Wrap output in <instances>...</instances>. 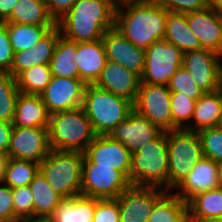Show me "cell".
Listing matches in <instances>:
<instances>
[{
    "mask_svg": "<svg viewBox=\"0 0 222 222\" xmlns=\"http://www.w3.org/2000/svg\"><path fill=\"white\" fill-rule=\"evenodd\" d=\"M191 31L199 39L204 49L212 50L222 56L221 16L210 4L205 9L186 13Z\"/></svg>",
    "mask_w": 222,
    "mask_h": 222,
    "instance_id": "obj_20",
    "label": "cell"
},
{
    "mask_svg": "<svg viewBox=\"0 0 222 222\" xmlns=\"http://www.w3.org/2000/svg\"><path fill=\"white\" fill-rule=\"evenodd\" d=\"M118 0H77L56 21L61 36L73 42H94L115 28Z\"/></svg>",
    "mask_w": 222,
    "mask_h": 222,
    "instance_id": "obj_2",
    "label": "cell"
},
{
    "mask_svg": "<svg viewBox=\"0 0 222 222\" xmlns=\"http://www.w3.org/2000/svg\"><path fill=\"white\" fill-rule=\"evenodd\" d=\"M167 192L153 186L130 185L116 198L120 222H148L154 205Z\"/></svg>",
    "mask_w": 222,
    "mask_h": 222,
    "instance_id": "obj_12",
    "label": "cell"
},
{
    "mask_svg": "<svg viewBox=\"0 0 222 222\" xmlns=\"http://www.w3.org/2000/svg\"><path fill=\"white\" fill-rule=\"evenodd\" d=\"M184 222H191L190 218L188 217Z\"/></svg>",
    "mask_w": 222,
    "mask_h": 222,
    "instance_id": "obj_53",
    "label": "cell"
},
{
    "mask_svg": "<svg viewBox=\"0 0 222 222\" xmlns=\"http://www.w3.org/2000/svg\"><path fill=\"white\" fill-rule=\"evenodd\" d=\"M187 208L189 216L222 218V186L194 196Z\"/></svg>",
    "mask_w": 222,
    "mask_h": 222,
    "instance_id": "obj_33",
    "label": "cell"
},
{
    "mask_svg": "<svg viewBox=\"0 0 222 222\" xmlns=\"http://www.w3.org/2000/svg\"><path fill=\"white\" fill-rule=\"evenodd\" d=\"M18 0H0V23H4L11 14Z\"/></svg>",
    "mask_w": 222,
    "mask_h": 222,
    "instance_id": "obj_46",
    "label": "cell"
},
{
    "mask_svg": "<svg viewBox=\"0 0 222 222\" xmlns=\"http://www.w3.org/2000/svg\"><path fill=\"white\" fill-rule=\"evenodd\" d=\"M195 100L181 92H171V114L173 129H186L194 114Z\"/></svg>",
    "mask_w": 222,
    "mask_h": 222,
    "instance_id": "obj_36",
    "label": "cell"
},
{
    "mask_svg": "<svg viewBox=\"0 0 222 222\" xmlns=\"http://www.w3.org/2000/svg\"><path fill=\"white\" fill-rule=\"evenodd\" d=\"M29 186L33 194L34 217H51L64 198L50 187L40 171Z\"/></svg>",
    "mask_w": 222,
    "mask_h": 222,
    "instance_id": "obj_29",
    "label": "cell"
},
{
    "mask_svg": "<svg viewBox=\"0 0 222 222\" xmlns=\"http://www.w3.org/2000/svg\"><path fill=\"white\" fill-rule=\"evenodd\" d=\"M222 56L209 49L183 53L182 67L191 75L204 93L221 89Z\"/></svg>",
    "mask_w": 222,
    "mask_h": 222,
    "instance_id": "obj_11",
    "label": "cell"
},
{
    "mask_svg": "<svg viewBox=\"0 0 222 222\" xmlns=\"http://www.w3.org/2000/svg\"><path fill=\"white\" fill-rule=\"evenodd\" d=\"M84 153L51 150L39 171L51 188L64 199L81 195V168Z\"/></svg>",
    "mask_w": 222,
    "mask_h": 222,
    "instance_id": "obj_6",
    "label": "cell"
},
{
    "mask_svg": "<svg viewBox=\"0 0 222 222\" xmlns=\"http://www.w3.org/2000/svg\"><path fill=\"white\" fill-rule=\"evenodd\" d=\"M106 58L131 70L140 77L145 69V50L136 47L115 28L107 30L102 37Z\"/></svg>",
    "mask_w": 222,
    "mask_h": 222,
    "instance_id": "obj_16",
    "label": "cell"
},
{
    "mask_svg": "<svg viewBox=\"0 0 222 222\" xmlns=\"http://www.w3.org/2000/svg\"><path fill=\"white\" fill-rule=\"evenodd\" d=\"M167 86L171 92H181L195 101L204 94L188 71L182 66L177 69Z\"/></svg>",
    "mask_w": 222,
    "mask_h": 222,
    "instance_id": "obj_38",
    "label": "cell"
},
{
    "mask_svg": "<svg viewBox=\"0 0 222 222\" xmlns=\"http://www.w3.org/2000/svg\"><path fill=\"white\" fill-rule=\"evenodd\" d=\"M164 39L183 53L202 48L199 39L189 28L187 15L183 13L168 12Z\"/></svg>",
    "mask_w": 222,
    "mask_h": 222,
    "instance_id": "obj_25",
    "label": "cell"
},
{
    "mask_svg": "<svg viewBox=\"0 0 222 222\" xmlns=\"http://www.w3.org/2000/svg\"><path fill=\"white\" fill-rule=\"evenodd\" d=\"M61 37L57 26L51 28L30 50L14 53L9 74L16 78L32 66L49 65L55 46Z\"/></svg>",
    "mask_w": 222,
    "mask_h": 222,
    "instance_id": "obj_21",
    "label": "cell"
},
{
    "mask_svg": "<svg viewBox=\"0 0 222 222\" xmlns=\"http://www.w3.org/2000/svg\"><path fill=\"white\" fill-rule=\"evenodd\" d=\"M167 14L153 0H118L115 29L136 47L146 50L164 39Z\"/></svg>",
    "mask_w": 222,
    "mask_h": 222,
    "instance_id": "obj_1",
    "label": "cell"
},
{
    "mask_svg": "<svg viewBox=\"0 0 222 222\" xmlns=\"http://www.w3.org/2000/svg\"><path fill=\"white\" fill-rule=\"evenodd\" d=\"M4 23L56 26L44 0H18Z\"/></svg>",
    "mask_w": 222,
    "mask_h": 222,
    "instance_id": "obj_28",
    "label": "cell"
},
{
    "mask_svg": "<svg viewBox=\"0 0 222 222\" xmlns=\"http://www.w3.org/2000/svg\"><path fill=\"white\" fill-rule=\"evenodd\" d=\"M47 9L49 12V15L54 19L56 22L59 20L65 13H67L73 4L77 0H44Z\"/></svg>",
    "mask_w": 222,
    "mask_h": 222,
    "instance_id": "obj_44",
    "label": "cell"
},
{
    "mask_svg": "<svg viewBox=\"0 0 222 222\" xmlns=\"http://www.w3.org/2000/svg\"><path fill=\"white\" fill-rule=\"evenodd\" d=\"M14 215L20 219L34 217L33 194L30 186L17 187L12 189Z\"/></svg>",
    "mask_w": 222,
    "mask_h": 222,
    "instance_id": "obj_39",
    "label": "cell"
},
{
    "mask_svg": "<svg viewBox=\"0 0 222 222\" xmlns=\"http://www.w3.org/2000/svg\"><path fill=\"white\" fill-rule=\"evenodd\" d=\"M221 90H222V63H221Z\"/></svg>",
    "mask_w": 222,
    "mask_h": 222,
    "instance_id": "obj_52",
    "label": "cell"
},
{
    "mask_svg": "<svg viewBox=\"0 0 222 222\" xmlns=\"http://www.w3.org/2000/svg\"><path fill=\"white\" fill-rule=\"evenodd\" d=\"M133 110L161 131L173 130L171 91L166 85L140 83Z\"/></svg>",
    "mask_w": 222,
    "mask_h": 222,
    "instance_id": "obj_9",
    "label": "cell"
},
{
    "mask_svg": "<svg viewBox=\"0 0 222 222\" xmlns=\"http://www.w3.org/2000/svg\"><path fill=\"white\" fill-rule=\"evenodd\" d=\"M50 114L40 95L19 93L13 127L48 128Z\"/></svg>",
    "mask_w": 222,
    "mask_h": 222,
    "instance_id": "obj_23",
    "label": "cell"
},
{
    "mask_svg": "<svg viewBox=\"0 0 222 222\" xmlns=\"http://www.w3.org/2000/svg\"><path fill=\"white\" fill-rule=\"evenodd\" d=\"M40 164L30 160L8 158L3 184L14 189L28 186L39 171Z\"/></svg>",
    "mask_w": 222,
    "mask_h": 222,
    "instance_id": "obj_32",
    "label": "cell"
},
{
    "mask_svg": "<svg viewBox=\"0 0 222 222\" xmlns=\"http://www.w3.org/2000/svg\"><path fill=\"white\" fill-rule=\"evenodd\" d=\"M14 51L9 39L6 24L0 23V73H9Z\"/></svg>",
    "mask_w": 222,
    "mask_h": 222,
    "instance_id": "obj_42",
    "label": "cell"
},
{
    "mask_svg": "<svg viewBox=\"0 0 222 222\" xmlns=\"http://www.w3.org/2000/svg\"><path fill=\"white\" fill-rule=\"evenodd\" d=\"M97 198L75 196L64 199L50 217L52 222H93Z\"/></svg>",
    "mask_w": 222,
    "mask_h": 222,
    "instance_id": "obj_27",
    "label": "cell"
},
{
    "mask_svg": "<svg viewBox=\"0 0 222 222\" xmlns=\"http://www.w3.org/2000/svg\"><path fill=\"white\" fill-rule=\"evenodd\" d=\"M12 129V123L0 121V154L7 156Z\"/></svg>",
    "mask_w": 222,
    "mask_h": 222,
    "instance_id": "obj_45",
    "label": "cell"
},
{
    "mask_svg": "<svg viewBox=\"0 0 222 222\" xmlns=\"http://www.w3.org/2000/svg\"><path fill=\"white\" fill-rule=\"evenodd\" d=\"M78 69L80 79L87 84H94L106 63V51L102 39L94 42H78Z\"/></svg>",
    "mask_w": 222,
    "mask_h": 222,
    "instance_id": "obj_22",
    "label": "cell"
},
{
    "mask_svg": "<svg viewBox=\"0 0 222 222\" xmlns=\"http://www.w3.org/2000/svg\"><path fill=\"white\" fill-rule=\"evenodd\" d=\"M210 4L213 6L214 10L222 16V0H211Z\"/></svg>",
    "mask_w": 222,
    "mask_h": 222,
    "instance_id": "obj_50",
    "label": "cell"
},
{
    "mask_svg": "<svg viewBox=\"0 0 222 222\" xmlns=\"http://www.w3.org/2000/svg\"><path fill=\"white\" fill-rule=\"evenodd\" d=\"M221 187L217 162L209 158L200 159L187 174L185 179L175 188L182 201L188 203L194 196Z\"/></svg>",
    "mask_w": 222,
    "mask_h": 222,
    "instance_id": "obj_19",
    "label": "cell"
},
{
    "mask_svg": "<svg viewBox=\"0 0 222 222\" xmlns=\"http://www.w3.org/2000/svg\"><path fill=\"white\" fill-rule=\"evenodd\" d=\"M192 119L195 121L186 128L198 132L204 128L222 125V90L204 93L196 102Z\"/></svg>",
    "mask_w": 222,
    "mask_h": 222,
    "instance_id": "obj_24",
    "label": "cell"
},
{
    "mask_svg": "<svg viewBox=\"0 0 222 222\" xmlns=\"http://www.w3.org/2000/svg\"><path fill=\"white\" fill-rule=\"evenodd\" d=\"M166 140L169 158L168 191H170L175 190L191 168L204 156L197 132L173 129L166 132Z\"/></svg>",
    "mask_w": 222,
    "mask_h": 222,
    "instance_id": "obj_7",
    "label": "cell"
},
{
    "mask_svg": "<svg viewBox=\"0 0 222 222\" xmlns=\"http://www.w3.org/2000/svg\"><path fill=\"white\" fill-rule=\"evenodd\" d=\"M161 132L157 126L133 110L108 136L122 143L132 154L154 140Z\"/></svg>",
    "mask_w": 222,
    "mask_h": 222,
    "instance_id": "obj_17",
    "label": "cell"
},
{
    "mask_svg": "<svg viewBox=\"0 0 222 222\" xmlns=\"http://www.w3.org/2000/svg\"><path fill=\"white\" fill-rule=\"evenodd\" d=\"M82 108L95 134L109 135L133 111V103L94 84H87Z\"/></svg>",
    "mask_w": 222,
    "mask_h": 222,
    "instance_id": "obj_5",
    "label": "cell"
},
{
    "mask_svg": "<svg viewBox=\"0 0 222 222\" xmlns=\"http://www.w3.org/2000/svg\"><path fill=\"white\" fill-rule=\"evenodd\" d=\"M12 188L0 184V222H15Z\"/></svg>",
    "mask_w": 222,
    "mask_h": 222,
    "instance_id": "obj_43",
    "label": "cell"
},
{
    "mask_svg": "<svg viewBox=\"0 0 222 222\" xmlns=\"http://www.w3.org/2000/svg\"><path fill=\"white\" fill-rule=\"evenodd\" d=\"M78 56L77 42L61 36L49 64L52 76L80 79Z\"/></svg>",
    "mask_w": 222,
    "mask_h": 222,
    "instance_id": "obj_26",
    "label": "cell"
},
{
    "mask_svg": "<svg viewBox=\"0 0 222 222\" xmlns=\"http://www.w3.org/2000/svg\"><path fill=\"white\" fill-rule=\"evenodd\" d=\"M14 53L30 50L53 27L5 23Z\"/></svg>",
    "mask_w": 222,
    "mask_h": 222,
    "instance_id": "obj_31",
    "label": "cell"
},
{
    "mask_svg": "<svg viewBox=\"0 0 222 222\" xmlns=\"http://www.w3.org/2000/svg\"><path fill=\"white\" fill-rule=\"evenodd\" d=\"M52 73L49 65L32 66L15 79L21 93L40 95L49 84Z\"/></svg>",
    "mask_w": 222,
    "mask_h": 222,
    "instance_id": "obj_34",
    "label": "cell"
},
{
    "mask_svg": "<svg viewBox=\"0 0 222 222\" xmlns=\"http://www.w3.org/2000/svg\"><path fill=\"white\" fill-rule=\"evenodd\" d=\"M131 185L129 179L112 167L97 166L83 155L81 195L99 199L117 198Z\"/></svg>",
    "mask_w": 222,
    "mask_h": 222,
    "instance_id": "obj_8",
    "label": "cell"
},
{
    "mask_svg": "<svg viewBox=\"0 0 222 222\" xmlns=\"http://www.w3.org/2000/svg\"><path fill=\"white\" fill-rule=\"evenodd\" d=\"M191 222H222V218L209 216H189Z\"/></svg>",
    "mask_w": 222,
    "mask_h": 222,
    "instance_id": "obj_47",
    "label": "cell"
},
{
    "mask_svg": "<svg viewBox=\"0 0 222 222\" xmlns=\"http://www.w3.org/2000/svg\"><path fill=\"white\" fill-rule=\"evenodd\" d=\"M203 156L214 162L222 160V125L204 128L198 132Z\"/></svg>",
    "mask_w": 222,
    "mask_h": 222,
    "instance_id": "obj_37",
    "label": "cell"
},
{
    "mask_svg": "<svg viewBox=\"0 0 222 222\" xmlns=\"http://www.w3.org/2000/svg\"><path fill=\"white\" fill-rule=\"evenodd\" d=\"M169 158L166 132L131 154L130 183L168 191Z\"/></svg>",
    "mask_w": 222,
    "mask_h": 222,
    "instance_id": "obj_3",
    "label": "cell"
},
{
    "mask_svg": "<svg viewBox=\"0 0 222 222\" xmlns=\"http://www.w3.org/2000/svg\"><path fill=\"white\" fill-rule=\"evenodd\" d=\"M168 191L155 205L148 222H184L189 217L187 203Z\"/></svg>",
    "mask_w": 222,
    "mask_h": 222,
    "instance_id": "obj_30",
    "label": "cell"
},
{
    "mask_svg": "<svg viewBox=\"0 0 222 222\" xmlns=\"http://www.w3.org/2000/svg\"><path fill=\"white\" fill-rule=\"evenodd\" d=\"M219 181L222 186V160L217 162Z\"/></svg>",
    "mask_w": 222,
    "mask_h": 222,
    "instance_id": "obj_51",
    "label": "cell"
},
{
    "mask_svg": "<svg viewBox=\"0 0 222 222\" xmlns=\"http://www.w3.org/2000/svg\"><path fill=\"white\" fill-rule=\"evenodd\" d=\"M85 87L81 79L52 76L40 96L51 115L82 107Z\"/></svg>",
    "mask_w": 222,
    "mask_h": 222,
    "instance_id": "obj_14",
    "label": "cell"
},
{
    "mask_svg": "<svg viewBox=\"0 0 222 222\" xmlns=\"http://www.w3.org/2000/svg\"><path fill=\"white\" fill-rule=\"evenodd\" d=\"M84 155L97 166L112 167L122 172L130 182L131 153L108 135H97L87 146Z\"/></svg>",
    "mask_w": 222,
    "mask_h": 222,
    "instance_id": "obj_15",
    "label": "cell"
},
{
    "mask_svg": "<svg viewBox=\"0 0 222 222\" xmlns=\"http://www.w3.org/2000/svg\"><path fill=\"white\" fill-rule=\"evenodd\" d=\"M168 12L189 13L200 11L210 5L211 0H153Z\"/></svg>",
    "mask_w": 222,
    "mask_h": 222,
    "instance_id": "obj_40",
    "label": "cell"
},
{
    "mask_svg": "<svg viewBox=\"0 0 222 222\" xmlns=\"http://www.w3.org/2000/svg\"><path fill=\"white\" fill-rule=\"evenodd\" d=\"M15 222H52L50 217H25L17 219Z\"/></svg>",
    "mask_w": 222,
    "mask_h": 222,
    "instance_id": "obj_48",
    "label": "cell"
},
{
    "mask_svg": "<svg viewBox=\"0 0 222 222\" xmlns=\"http://www.w3.org/2000/svg\"><path fill=\"white\" fill-rule=\"evenodd\" d=\"M19 93L16 79L9 73H0V121L13 122Z\"/></svg>",
    "mask_w": 222,
    "mask_h": 222,
    "instance_id": "obj_35",
    "label": "cell"
},
{
    "mask_svg": "<svg viewBox=\"0 0 222 222\" xmlns=\"http://www.w3.org/2000/svg\"><path fill=\"white\" fill-rule=\"evenodd\" d=\"M141 77L116 62L106 60L105 66L94 85L134 103Z\"/></svg>",
    "mask_w": 222,
    "mask_h": 222,
    "instance_id": "obj_18",
    "label": "cell"
},
{
    "mask_svg": "<svg viewBox=\"0 0 222 222\" xmlns=\"http://www.w3.org/2000/svg\"><path fill=\"white\" fill-rule=\"evenodd\" d=\"M183 52L165 39L155 41L145 50V69L141 83L168 85L182 66Z\"/></svg>",
    "mask_w": 222,
    "mask_h": 222,
    "instance_id": "obj_10",
    "label": "cell"
},
{
    "mask_svg": "<svg viewBox=\"0 0 222 222\" xmlns=\"http://www.w3.org/2000/svg\"><path fill=\"white\" fill-rule=\"evenodd\" d=\"M48 128L13 127L8 158L30 160L40 164L50 153Z\"/></svg>",
    "mask_w": 222,
    "mask_h": 222,
    "instance_id": "obj_13",
    "label": "cell"
},
{
    "mask_svg": "<svg viewBox=\"0 0 222 222\" xmlns=\"http://www.w3.org/2000/svg\"><path fill=\"white\" fill-rule=\"evenodd\" d=\"M8 160V156L4 154H0V184L3 183L4 174H5V166Z\"/></svg>",
    "mask_w": 222,
    "mask_h": 222,
    "instance_id": "obj_49",
    "label": "cell"
},
{
    "mask_svg": "<svg viewBox=\"0 0 222 222\" xmlns=\"http://www.w3.org/2000/svg\"><path fill=\"white\" fill-rule=\"evenodd\" d=\"M48 135L51 150L81 153L97 136L82 107L51 114Z\"/></svg>",
    "mask_w": 222,
    "mask_h": 222,
    "instance_id": "obj_4",
    "label": "cell"
},
{
    "mask_svg": "<svg viewBox=\"0 0 222 222\" xmlns=\"http://www.w3.org/2000/svg\"><path fill=\"white\" fill-rule=\"evenodd\" d=\"M93 222H120L116 198L99 199L94 210Z\"/></svg>",
    "mask_w": 222,
    "mask_h": 222,
    "instance_id": "obj_41",
    "label": "cell"
}]
</instances>
